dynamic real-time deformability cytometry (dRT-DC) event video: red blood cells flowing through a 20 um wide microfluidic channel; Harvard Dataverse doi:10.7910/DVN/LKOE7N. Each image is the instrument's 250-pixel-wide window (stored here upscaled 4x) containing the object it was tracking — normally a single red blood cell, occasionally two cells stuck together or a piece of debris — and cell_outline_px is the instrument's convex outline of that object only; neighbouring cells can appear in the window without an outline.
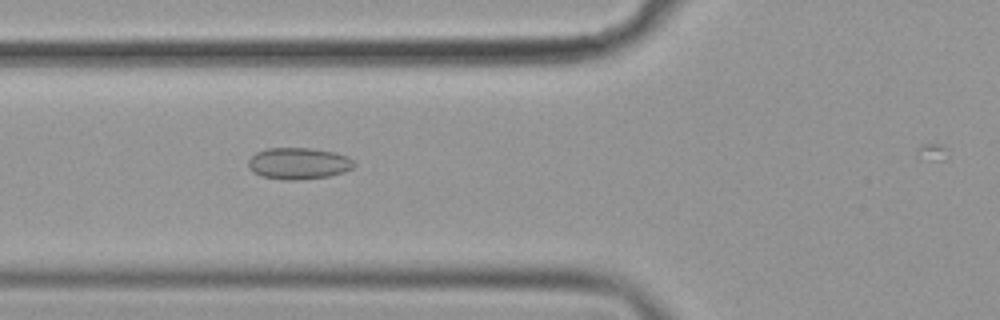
{"species": "common noctule bat (a hibernating species)", "species_latin": "Nyctalus noctula", "temperature_condition": "cold", "stored_images_in_passage": 36, "camera_frame_rate_fps": 3000, "um_per_image_px": 0.085, "animal": {"sex": "female", "body_mass_g": 19.9}, "frame": {"image": 1, "passage_image": 7, "time_ms": 2.0, "image_size_px": [1000, 320], "cell_outline_px": [[356, 164], [352, 168], [344, 172], [328, 176], [296, 180], [288, 180], [264, 176], [252, 172], [248, 164], [248, 160], [256, 152], [268, 148], [312, 148], [336, 152], [348, 156]], "centroid_in_image_um": [25.4, 13.88], "position_along_channel_um": 100.4, "area_um2": 19.42}}
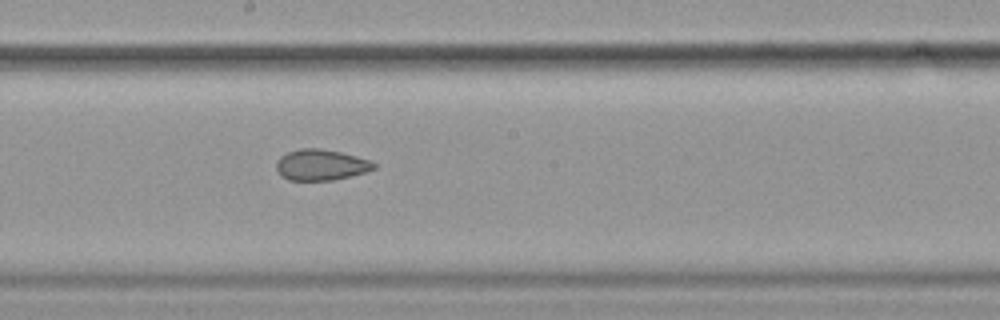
{"frame": {"image": 2, "passage_image": 17, "time_ms": 5.333, "image_size_px": [1000, 320], "cell_outline_px": [[376, 168], [364, 172], [332, 180], [288, 180], [280, 176], [276, 168], [276, 160], [280, 156], [288, 152], [300, 148], [320, 148], [340, 152], [372, 160], [376, 164]], "centroid_in_image_um": [27.25, 14.0], "position_along_channel_um": 220.9, "area_um2": 17.63}}
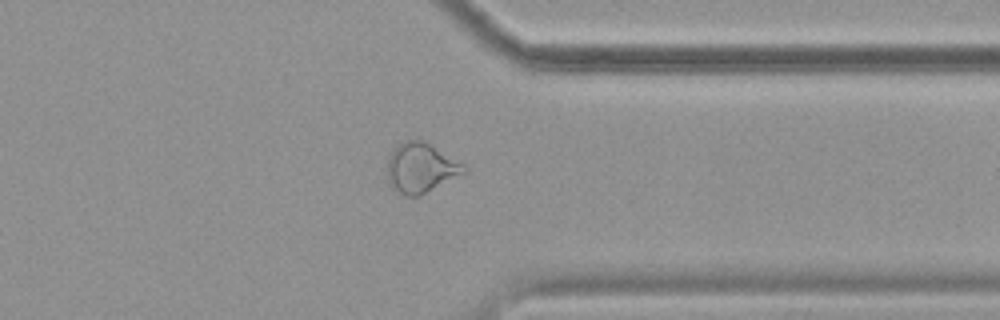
{"frame": {"image": 3, "passage_image": 30, "time_ms": 9.667, "image_size_px": [1000, 320], "cell_outline_px": [[464, 172], [420, 196], [404, 196], [392, 188], [388, 184], [388, 160], [392, 152], [404, 140], [424, 140], [464, 164]], "centroid_in_image_um": [35.74, 14.28], "position_along_channel_um": 375.7, "area_um2": 21.85}, "authors_computed_cell_mechanics": {"area_um2": 18.6983, "velocity_mm_per_s": 3.6139, "shape_relaxation_time_tau1_ms": null, "shape_relaxation_time_tau2_ms": 5.7924, "deformation_change_tau1": null, "deformation_change_tau2": 0.1156}}